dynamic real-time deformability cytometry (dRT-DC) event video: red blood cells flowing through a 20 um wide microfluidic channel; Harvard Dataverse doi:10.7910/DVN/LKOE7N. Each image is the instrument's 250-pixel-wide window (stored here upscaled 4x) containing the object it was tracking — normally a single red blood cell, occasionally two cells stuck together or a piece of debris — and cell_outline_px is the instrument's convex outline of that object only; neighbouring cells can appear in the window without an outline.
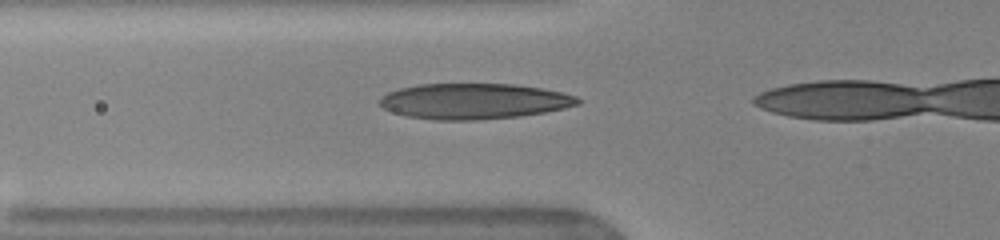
{"species": "human", "species_latin": "Homo sapiens", "temperature_condition": "warm", "stored_images_in_passage": 7, "camera_frame_rate_fps": 3000, "um_per_image_px": 0.085, "donor": {"sex": "female"}, "frame": {"image": 1, "passage_image": 3, "time_ms": 0.667, "image_size_px": [1000, 240], "cell_outline_px": [[580, 104], [564, 108], [544, 112], [520, 116], [476, 120], [432, 120], [408, 116], [392, 112], [384, 108], [380, 104], [380, 96], [388, 92], [400, 88], [420, 84], [512, 84], [540, 88], [560, 92], [576, 96], [580, 100]], "centroid_in_image_um": [40.26, 8.6], "position_along_channel_um": 85.5, "area_um2": 41.04}}